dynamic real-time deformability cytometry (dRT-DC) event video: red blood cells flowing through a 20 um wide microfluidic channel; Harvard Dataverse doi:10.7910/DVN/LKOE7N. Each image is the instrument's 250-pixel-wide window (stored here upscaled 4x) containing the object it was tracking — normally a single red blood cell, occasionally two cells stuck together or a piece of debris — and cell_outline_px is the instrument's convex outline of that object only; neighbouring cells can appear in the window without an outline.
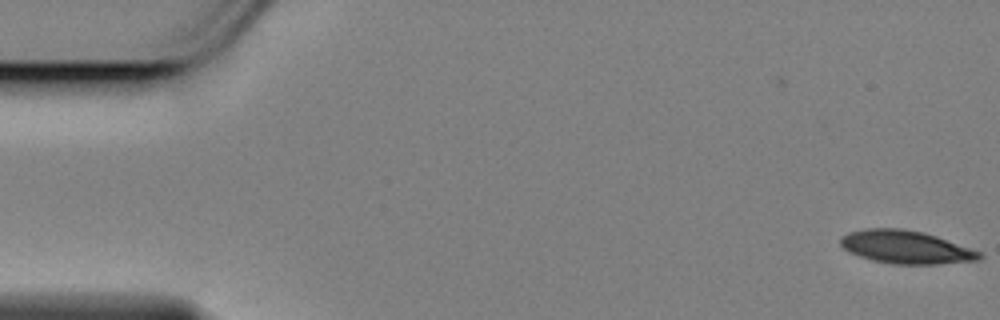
{"species": "Egyptian fruit bat (a non-hibernating species)", "species_latin": "Rousettus aegyptiacus", "temperature_condition": "cold", "stored_images_in_passage": 2, "camera_frame_rate_fps": 3000, "um_per_image_px": 0.085, "animal": {"sex": "female"}, "frame": {"image": 1, "passage_image": 2, "time_ms": 0.333, "image_size_px": [1000, 320], "cell_outline_px": [[984, 256], [980, 260], [936, 264], [896, 264], [876, 260], [860, 256], [848, 252], [840, 244], [840, 236], [848, 232], [864, 228], [904, 228], [924, 232], [984, 252]], "centroid_in_image_um": [77.03, 20.99], "position_along_channel_um": 8.0, "area_um2": 26.93}}